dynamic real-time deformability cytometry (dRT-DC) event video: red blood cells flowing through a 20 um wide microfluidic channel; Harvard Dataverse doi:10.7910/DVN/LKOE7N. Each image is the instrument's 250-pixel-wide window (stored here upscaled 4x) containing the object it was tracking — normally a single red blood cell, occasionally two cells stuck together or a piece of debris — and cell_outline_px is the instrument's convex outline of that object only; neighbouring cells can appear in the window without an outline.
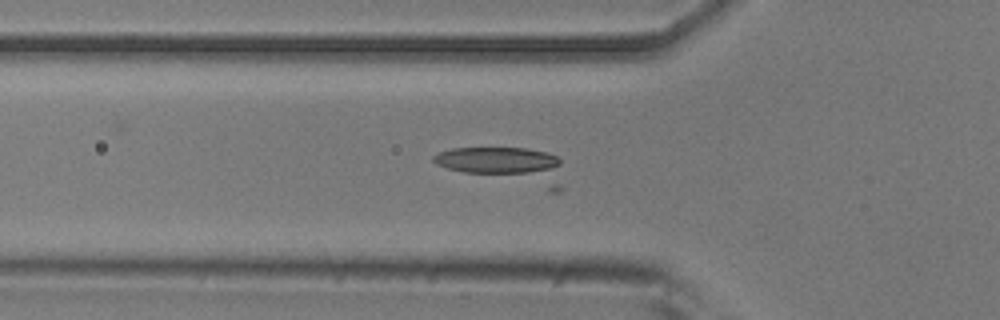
{"species": "common noctule bat (a hibernating species)", "species_latin": "Nyctalus noctula", "temperature_condition": "room temperature", "stored_images_in_passage": 30, "camera_frame_rate_fps": 3000, "um_per_image_px": 0.085, "animal": {"sex": "male", "body_mass_g": 20.5, "forearm_length_mm": 52.5}, "frame": {"image": 1, "passage_image": 18, "time_ms": 5.667, "image_size_px": [1000, 320], "cell_outline_px": [[564, 188], [560, 192], [548, 192], [464, 172], [448, 168], [436, 164], [432, 160], [432, 156], [440, 152], [452, 148], [524, 148], [548, 152], [556, 156], [560, 160]], "centroid_in_image_um": [43.1, 14.1], "position_along_channel_um": 82.7, "area_um2": 27.92}}
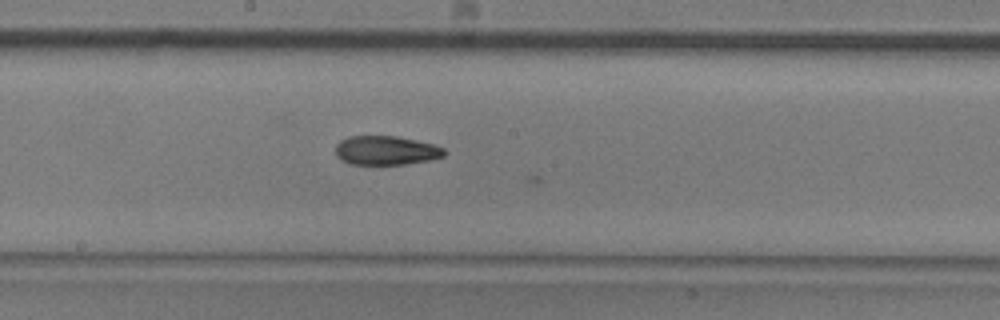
{"frame": {"image": 2, "passage_image": 28, "time_ms": 9.0, "image_size_px": [1000, 320], "cell_outline_px": [[448, 152], [444, 156], [428, 160], [404, 164], [352, 164], [340, 160], [336, 156], [336, 144], [340, 140], [348, 136], [396, 136], [416, 140], [432, 144], [444, 148]], "centroid_in_image_um": [32.8, 12.78], "position_along_channel_um": 215.4, "area_um2": 18.44}}